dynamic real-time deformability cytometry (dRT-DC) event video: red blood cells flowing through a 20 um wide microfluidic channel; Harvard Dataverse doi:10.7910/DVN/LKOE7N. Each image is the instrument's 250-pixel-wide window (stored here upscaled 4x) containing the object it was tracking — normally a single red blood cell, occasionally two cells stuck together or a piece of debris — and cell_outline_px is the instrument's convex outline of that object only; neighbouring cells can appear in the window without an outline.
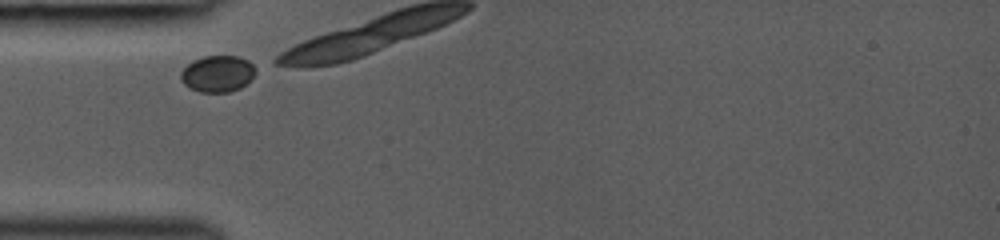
{"species": "common noctule bat (a hibernating species)", "species_latin": "Nyctalus noctula", "temperature_condition": "room temperature", "stored_images_in_passage": 3, "camera_frame_rate_fps": 3000, "um_per_image_px": 0.085, "animal": {"sex": "female", "body_mass_g": 19.0, "forearm_length_mm": 53.3}, "frame": {"image": 1, "passage_image": 1, "time_ms": 0.0, "image_size_px": [1000, 240], "cell_outline_px": [[256, 72], [240, 88], [228, 92], [200, 92], [184, 84], [180, 80], [180, 72], [192, 60], [204, 56], [240, 56], [256, 64]], "centroid_in_image_um": [18.5, 6.25], "position_along_channel_um": 66.5, "area_um2": 15.95}}